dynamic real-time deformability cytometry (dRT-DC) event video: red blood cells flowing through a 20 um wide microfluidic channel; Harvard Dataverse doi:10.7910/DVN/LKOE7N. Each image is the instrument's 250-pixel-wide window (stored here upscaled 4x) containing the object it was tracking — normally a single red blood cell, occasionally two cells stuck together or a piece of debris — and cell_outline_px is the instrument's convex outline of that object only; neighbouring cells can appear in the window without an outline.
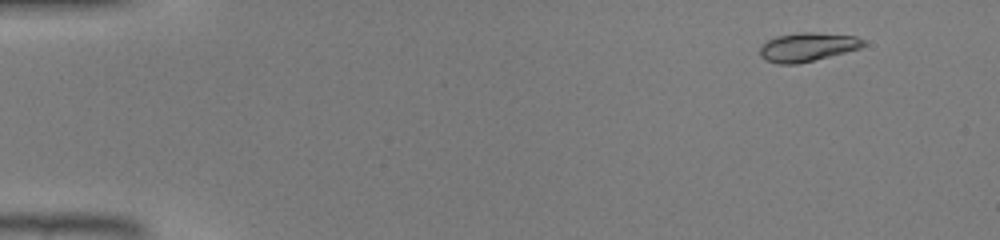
{"species": "common noctule bat (a hibernating species)", "species_latin": "Nyctalus noctula", "temperature_condition": "warm", "stored_images_in_passage": 42, "camera_frame_rate_fps": 3000, "um_per_image_px": 0.085, "animal": {"sex": "male", "body_mass_g": 19.0, "forearm_length_mm": 50.8}, "frame": {"image": 1, "passage_image": 1, "time_ms": 0.0, "image_size_px": [1000, 240], "cell_outline_px": [[864, 44], [860, 48], [796, 64], [780, 64], [768, 60], [760, 56], [760, 48], [768, 40], [776, 36], [796, 32], [812, 32], [856, 36], [864, 40]], "centroid_in_image_um": [68.62, 3.98], "position_along_channel_um": 16.4, "area_um2": 16.99}}
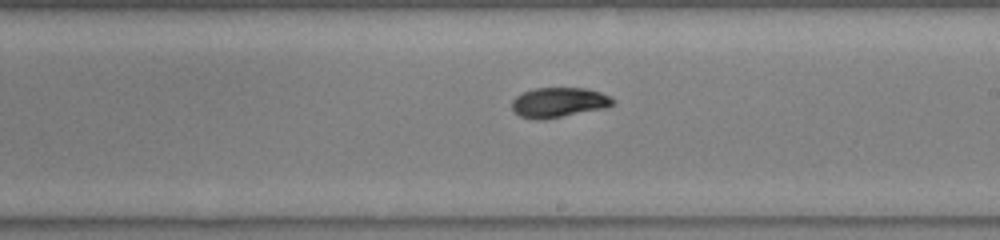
{"frame": {"image": 2, "passage_image": 24, "time_ms": 7.667, "image_size_px": [1000, 240], "cell_outline_px": [[616, 100], [608, 108], [544, 120], [536, 120], [520, 116], [512, 108], [512, 100], [520, 92], [536, 88], [584, 88], [600, 92]], "centroid_in_image_um": [47.49, 8.71], "position_along_channel_um": 241.5, "area_um2": 17.8}}
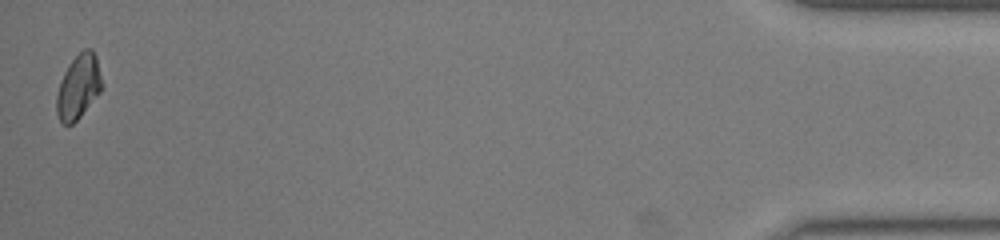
{"frame": {"image": 3, "passage_image": 42, "time_ms": 13.667, "image_size_px": [1000, 240], "cell_outline_px": [[104, 84], [100, 92], [80, 116], [72, 124], [64, 124], [60, 120], [56, 112], [56, 96], [64, 72], [68, 64], [84, 48], [92, 48], [96, 56]], "centroid_in_image_um": [6.69, 7.34], "position_along_channel_um": 428.5, "area_um2": 16.94}}